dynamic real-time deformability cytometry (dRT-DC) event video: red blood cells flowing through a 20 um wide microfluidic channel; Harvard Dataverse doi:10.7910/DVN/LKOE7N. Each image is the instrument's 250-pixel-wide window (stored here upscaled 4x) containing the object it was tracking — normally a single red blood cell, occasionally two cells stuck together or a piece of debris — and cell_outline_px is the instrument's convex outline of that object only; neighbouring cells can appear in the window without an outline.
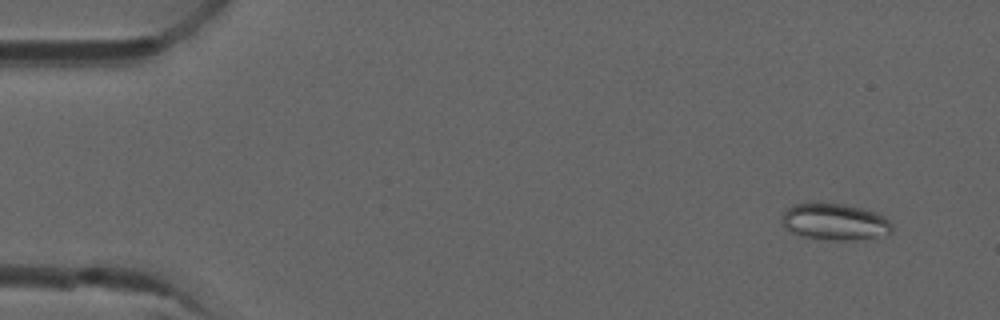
{"species": "common noctule bat (a hibernating species)", "species_latin": "Nyctalus noctula", "temperature_condition": "room temperature", "stored_images_in_passage": 5, "camera_frame_rate_fps": 3000, "um_per_image_px": 0.085, "animal": {"sex": "male", "forearm_length_mm": 52.5}, "frame": {"image": 1, "passage_image": 1, "time_ms": 0.0, "image_size_px": [1000, 320], "cell_outline_px": [[892, 232], [876, 236], [856, 240], [832, 240], [804, 236], [792, 232], [784, 228], [780, 220], [784, 212], [792, 204], [812, 200], [844, 204], [864, 208], [876, 212], [884, 216], [892, 224]], "centroid_in_image_um": [70.9, 18.8], "position_along_channel_um": 14.1, "area_um2": 24.04}}